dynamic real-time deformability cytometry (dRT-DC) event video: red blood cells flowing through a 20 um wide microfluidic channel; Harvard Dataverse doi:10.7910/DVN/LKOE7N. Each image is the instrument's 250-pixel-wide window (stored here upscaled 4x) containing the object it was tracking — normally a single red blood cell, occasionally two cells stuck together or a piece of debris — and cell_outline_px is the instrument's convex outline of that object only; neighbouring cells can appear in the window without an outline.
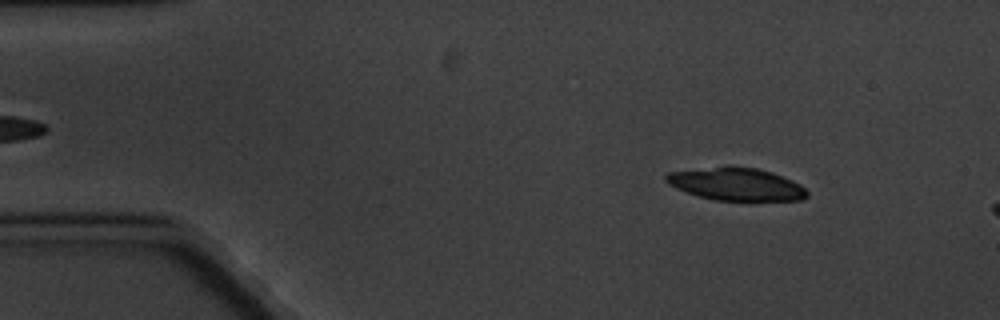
{"species": "common noctule bat (a hibernating species)", "species_latin": "Nyctalus noctula", "temperature_condition": "cold", "stored_images_in_passage": 4, "camera_frame_rate_fps": 3000, "um_per_image_px": 0.085, "animal": {"sex": "male", "body_mass_g": 20.1, "forearm_length_mm": 53.5}, "frame": {"image": 1, "passage_image": 2, "time_ms": 1.333, "image_size_px": [1000, 320], "cell_outline_px": [[808, 196], [800, 200], [756, 204], [752, 204], [716, 200], [700, 196], [676, 188], [668, 184], [664, 180], [664, 176], [668, 172], [728, 164], [756, 168], [772, 172], [792, 180], [800, 184], [808, 192]], "centroid_in_image_um": [62.63, 15.68], "position_along_channel_um": 22.4, "area_um2": 28.38}}